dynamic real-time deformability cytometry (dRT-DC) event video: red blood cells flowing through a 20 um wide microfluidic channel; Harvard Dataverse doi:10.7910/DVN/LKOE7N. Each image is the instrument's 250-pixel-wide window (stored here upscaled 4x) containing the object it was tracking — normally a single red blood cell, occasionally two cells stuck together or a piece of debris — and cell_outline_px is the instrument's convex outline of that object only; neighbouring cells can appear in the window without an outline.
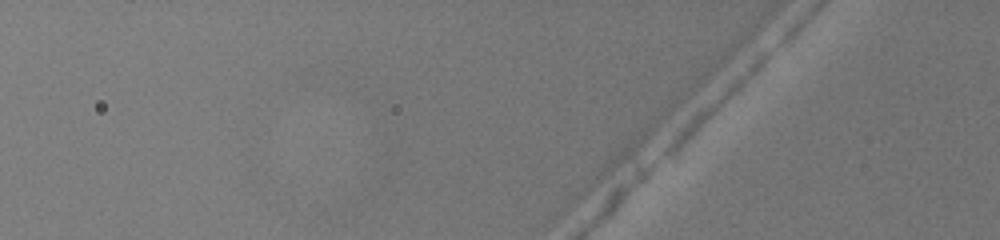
{"species": "common noctule bat (a hibernating species)", "species_latin": "Nyctalus noctula", "temperature_condition": "warm", "stored_images_in_passage": 3, "camera_frame_rate_fps": 3000, "um_per_image_px": 0.085, "animal": {"sex": "female", "body_mass_g": 19.5, "forearm_length_mm": 54.1}, "frame": {"image": 1, "passage_image": 2, "time_ms": 0.333, "image_size_px": [1000, 240], "cell_outline_px": [[772, 52], [768, 60], [740, 88], [668, 152], [664, 152], [664, 148], [676, 132], [700, 108], [760, 52], [772, 48]], "centroid_in_image_um": [61.19, 8.31], "position_along_channel_um": 64.6, "area_um2": 11.44}}